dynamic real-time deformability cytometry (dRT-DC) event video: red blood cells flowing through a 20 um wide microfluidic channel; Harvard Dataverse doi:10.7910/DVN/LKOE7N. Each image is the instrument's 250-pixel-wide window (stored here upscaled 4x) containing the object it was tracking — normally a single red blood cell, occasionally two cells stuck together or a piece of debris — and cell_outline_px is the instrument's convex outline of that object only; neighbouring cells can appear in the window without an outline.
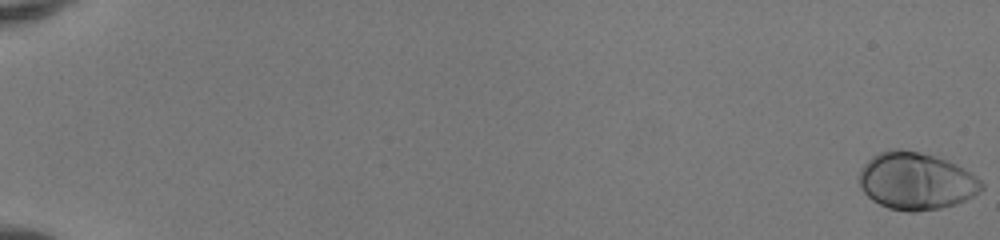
{"species": "human", "species_latin": "Homo sapiens", "temperature_condition": "room temperature", "stored_images_in_passage": 53, "camera_frame_rate_fps": 3000, "um_per_image_px": 0.085, "donor": {"sex": "female"}, "frame": {"image": 1, "passage_image": 1, "time_ms": 0.0, "image_size_px": [1000, 240], "cell_outline_px": [[984, 188], [980, 192], [956, 204], [940, 208], [912, 212], [908, 212], [888, 208], [872, 200], [860, 188], [860, 168], [872, 156], [880, 152], [892, 148], [900, 148], [920, 152], [956, 164], [976, 176], [984, 184]], "centroid_in_image_um": [77.86, 15.39], "position_along_channel_um": 7.1, "area_um2": 40.75}}
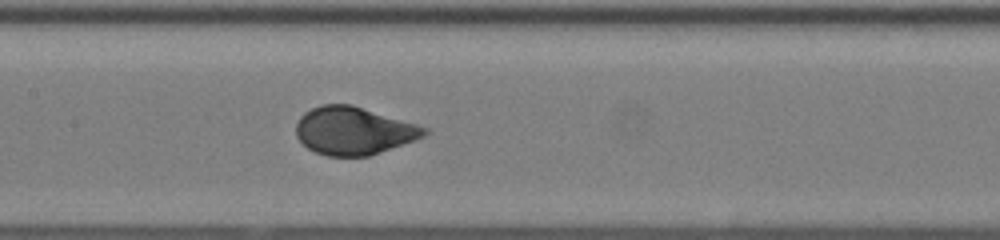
{"frame": {"image": 2, "passage_image": 29, "time_ms": 9.333, "image_size_px": [1000, 240], "cell_outline_px": [[428, 132], [424, 136], [416, 140], [368, 156], [328, 156], [316, 152], [308, 148], [296, 136], [296, 124], [300, 116], [304, 112], [320, 104], [352, 104], [416, 124], [428, 128]], "centroid_in_image_um": [30.05, 11.11], "position_along_channel_um": 177.4, "area_um2": 35.66}}
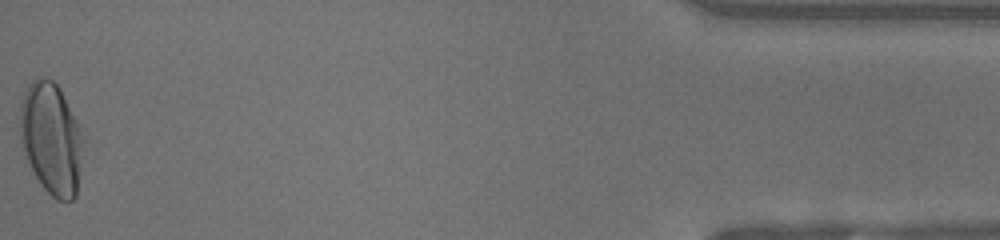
{"frame": {"image": 3, "passage_image": 53, "time_ms": 17.333, "image_size_px": [1000, 240], "cell_outline_px": [[88, 140], [76, 196], [72, 200], [56, 200], [40, 184], [28, 160], [20, 140], [16, 116], [24, 92], [32, 80], [36, 76], [44, 76], [52, 80], [60, 88], [88, 136]], "centroid_in_image_um": [4.42, 11.73], "position_along_channel_um": 430.8, "area_um2": 43.23}, "authors_computed_cell_mechanics": {"area_um2": 36.4718, "velocity_mm_per_s": 4.1284, "shape_relaxation_time_tau1_ms": 2.7929, "shape_relaxation_time_tau2_ms": null, "deformation_change_tau1": 0.1736, "deformation_change_tau2": null}}